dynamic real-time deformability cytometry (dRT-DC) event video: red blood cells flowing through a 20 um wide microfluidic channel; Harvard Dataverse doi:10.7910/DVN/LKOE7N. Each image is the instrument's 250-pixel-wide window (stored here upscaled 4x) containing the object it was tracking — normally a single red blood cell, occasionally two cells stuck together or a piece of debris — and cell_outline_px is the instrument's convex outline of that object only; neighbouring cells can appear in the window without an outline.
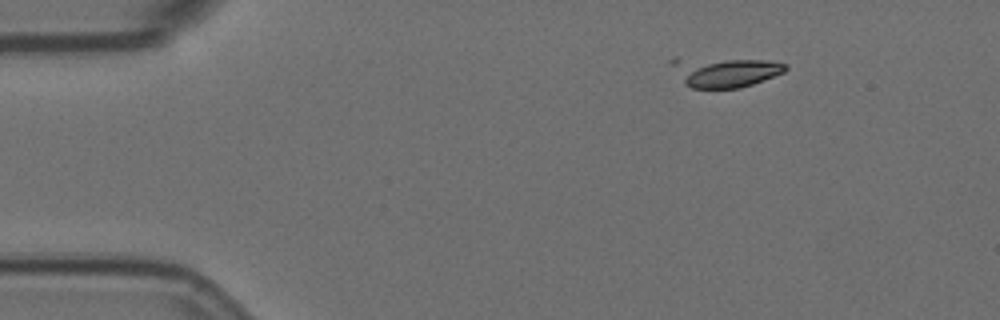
{"species": "Egyptian fruit bat (a non-hibernating species)", "species_latin": "Rousettus aegyptiacus", "temperature_condition": "room temperature", "stored_images_in_passage": 4, "camera_frame_rate_fps": 3000, "um_per_image_px": 0.085, "animal": {"sex": "female"}, "frame": {"image": 1, "passage_image": 1, "time_ms": 0.0, "image_size_px": [1000, 320], "cell_outline_px": [[788, 68], [784, 72], [752, 84], [740, 88], [692, 88], [684, 84], [684, 80], [692, 72], [708, 64], [728, 60], [772, 60], [788, 64]], "centroid_in_image_um": [62.4, 6.26], "position_along_channel_um": 22.6, "area_um2": 15.55}}